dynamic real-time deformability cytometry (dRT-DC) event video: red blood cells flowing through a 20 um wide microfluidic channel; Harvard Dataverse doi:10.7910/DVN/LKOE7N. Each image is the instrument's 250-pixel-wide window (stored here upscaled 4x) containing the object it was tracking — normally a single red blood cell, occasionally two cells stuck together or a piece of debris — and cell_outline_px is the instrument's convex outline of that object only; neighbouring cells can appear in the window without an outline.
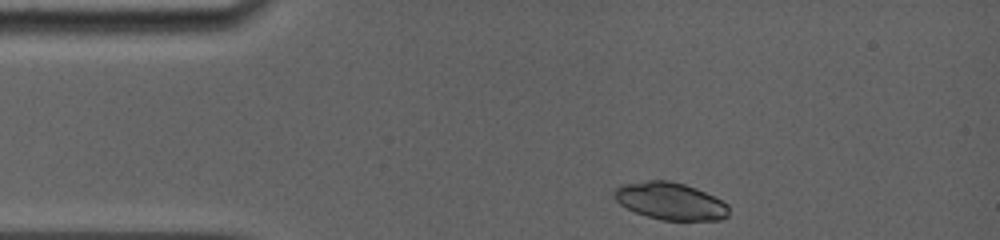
{"species": "common noctule bat (a hibernating species)", "species_latin": "Nyctalus noctula", "temperature_condition": "room temperature", "stored_images_in_passage": 10, "camera_frame_rate_fps": 5000, "um_per_image_px": 0.085, "animal": {"sex": "female", "body_mass_g": 19.0, "forearm_length_mm": 56.7}, "frame": {"image": 1, "passage_image": 1, "time_ms": 0.0, "image_size_px": [1000, 240], "cell_outline_px": [[728, 216], [720, 220], [660, 220], [636, 212], [620, 204], [612, 196], [612, 192], [620, 184], [648, 180], [668, 180], [684, 184], [696, 188], [728, 204]], "centroid_in_image_um": [56.94, 17.09], "position_along_channel_um": 28.1, "area_um2": 24.85}}
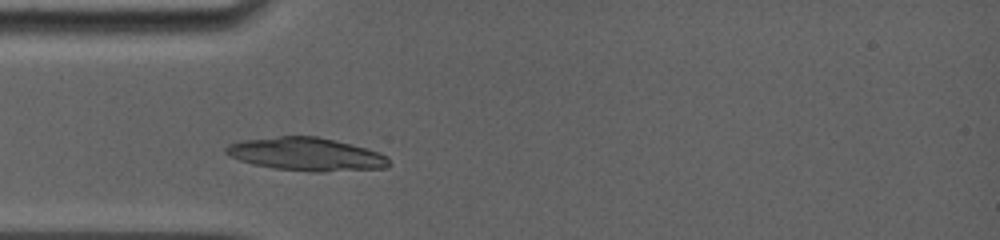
{"frame": {"image": 2, "passage_image": 10, "time_ms": 2.0, "image_size_px": [1000, 240], "cell_outline_px": [[392, 164], [384, 168], [324, 172], [312, 172], [272, 168], [252, 164], [240, 160], [224, 152], [224, 148], [228, 144], [244, 140], [280, 136], [316, 136], [380, 152], [388, 156]], "centroid_in_image_um": [26.05, 13.12], "position_along_channel_um": 59.0, "area_um2": 31.39}}